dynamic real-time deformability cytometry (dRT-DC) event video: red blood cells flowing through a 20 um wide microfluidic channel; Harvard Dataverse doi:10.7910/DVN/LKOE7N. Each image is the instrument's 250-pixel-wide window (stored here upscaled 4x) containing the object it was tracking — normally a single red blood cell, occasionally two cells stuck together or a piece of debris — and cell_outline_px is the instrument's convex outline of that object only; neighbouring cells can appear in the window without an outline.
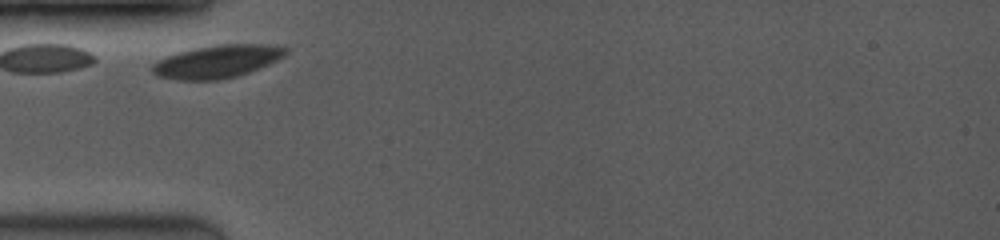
{"species": "common noctule bat (a hibernating species)", "species_latin": "Nyctalus noctula", "temperature_condition": "room temperature", "stored_images_in_passage": 6, "camera_frame_rate_fps": 3500, "um_per_image_px": 0.085, "animal": {"sex": "female", "body_mass_g": 19.0, "forearm_length_mm": 53.3}, "frame": {"image": 1, "passage_image": 1, "time_ms": 0.0, "image_size_px": [1000, 240], "cell_outline_px": [[288, 52], [284, 56], [260, 68], [240, 76], [216, 80], [180, 80], [156, 76], [152, 72], [152, 64], [168, 56], [180, 52], [196, 48], [220, 44], [268, 44], [288, 48]], "centroid_in_image_um": [18.49, 5.24], "position_along_channel_um": 66.5, "area_um2": 25.43}}
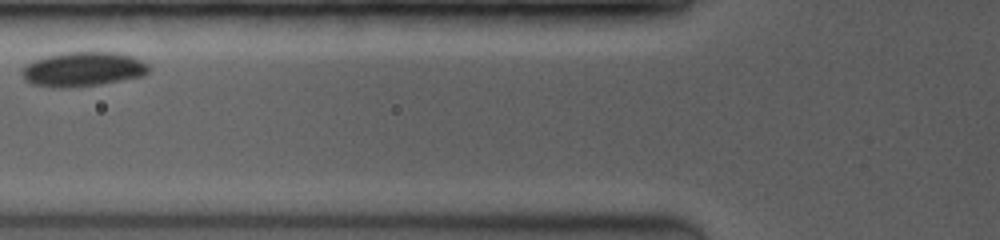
{"frame": {"image": 2, "passage_image": 4, "time_ms": 1.429, "image_size_px": [1000, 240], "cell_outline_px": [[148, 72], [144, 76], [100, 84], [60, 88], [52, 88], [32, 84], [24, 80], [20, 72], [28, 64], [36, 60], [48, 56], [68, 52], [120, 52], [132, 56], [148, 64]], "centroid_in_image_um": [7.07, 5.89], "position_along_channel_um": 118.7, "area_um2": 25.37}}